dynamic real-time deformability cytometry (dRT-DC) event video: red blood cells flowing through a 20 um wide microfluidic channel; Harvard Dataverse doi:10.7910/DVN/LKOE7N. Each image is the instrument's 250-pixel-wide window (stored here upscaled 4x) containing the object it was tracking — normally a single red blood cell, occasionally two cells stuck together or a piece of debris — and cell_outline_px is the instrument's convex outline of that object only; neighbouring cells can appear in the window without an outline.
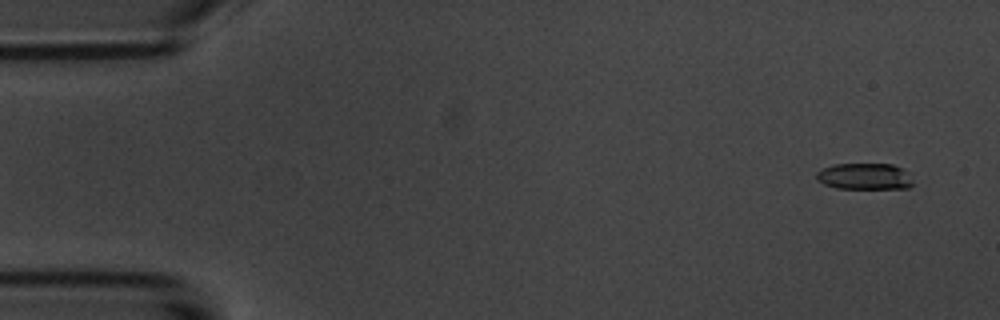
{"species": "common noctule bat (a hibernating species)", "species_latin": "Nyctalus noctula", "temperature_condition": "room temperature", "stored_images_in_passage": 5, "camera_frame_rate_fps": 3000, "um_per_image_px": 0.085, "animal": {"sex": "male", "body_mass_g": 20.1, "forearm_length_mm": 53.5}, "frame": {"image": 1, "passage_image": 1, "time_ms": 0.0, "image_size_px": [1000, 320], "cell_outline_px": [[912, 184], [908, 188], [836, 188], [824, 184], [816, 180], [816, 172], [832, 164], [892, 164], [904, 168], [912, 180]], "centroid_in_image_um": [73.48, 14.98], "position_along_channel_um": 11.5, "area_um2": 14.85}}
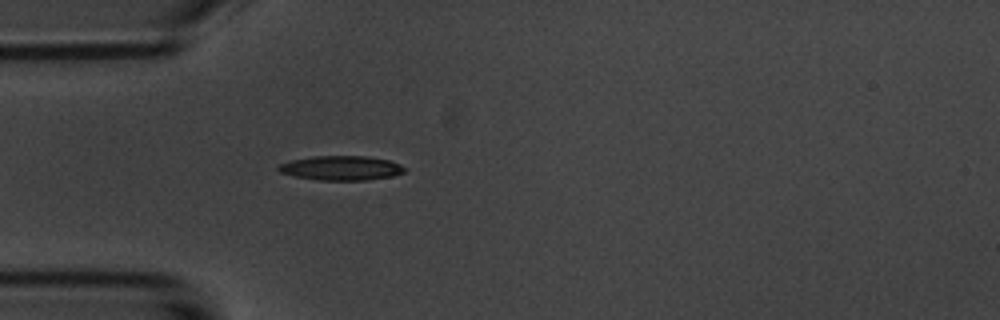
{"frame": {"image": 2, "passage_image": 5, "time_ms": 4.333, "image_size_px": [1000, 320], "cell_outline_px": [[408, 168], [404, 172], [392, 176], [368, 180], [320, 180], [296, 176], [280, 172], [276, 168], [280, 164], [292, 160], [312, 156], [368, 156], [388, 160], [400, 164]], "centroid_in_image_um": [29.04, 14.28], "position_along_channel_um": 56.0, "area_um2": 17.92}}